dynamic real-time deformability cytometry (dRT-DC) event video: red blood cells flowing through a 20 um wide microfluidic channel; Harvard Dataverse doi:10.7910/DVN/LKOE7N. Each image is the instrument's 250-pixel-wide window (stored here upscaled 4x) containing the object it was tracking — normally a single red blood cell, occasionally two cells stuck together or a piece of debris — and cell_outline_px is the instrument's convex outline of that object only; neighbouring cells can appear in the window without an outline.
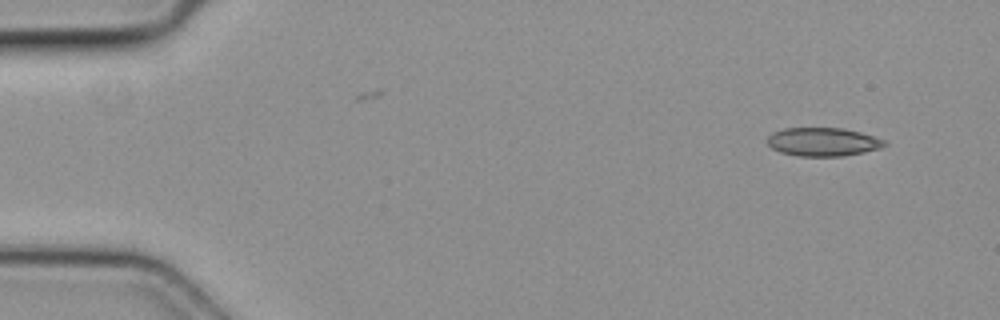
{"species": "common noctule bat (a hibernating species)", "species_latin": "Nyctalus noctula", "temperature_condition": "cold", "stored_images_in_passage": 2, "camera_frame_rate_fps": 3000, "um_per_image_px": 0.085, "animal": {"sex": "female", "body_mass_g": 19.3, "forearm_length_mm": 54.1}, "frame": {"image": 1, "passage_image": 2, "time_ms": 0.333, "image_size_px": [1000, 320], "cell_outline_px": [[888, 144], [880, 148], [844, 156], [800, 156], [780, 152], [772, 148], [768, 144], [768, 136], [772, 132], [784, 128], [840, 128], [860, 132], [888, 140]], "centroid_in_image_um": [69.97, 12.05], "position_along_channel_um": 15.0, "area_um2": 19.48}}